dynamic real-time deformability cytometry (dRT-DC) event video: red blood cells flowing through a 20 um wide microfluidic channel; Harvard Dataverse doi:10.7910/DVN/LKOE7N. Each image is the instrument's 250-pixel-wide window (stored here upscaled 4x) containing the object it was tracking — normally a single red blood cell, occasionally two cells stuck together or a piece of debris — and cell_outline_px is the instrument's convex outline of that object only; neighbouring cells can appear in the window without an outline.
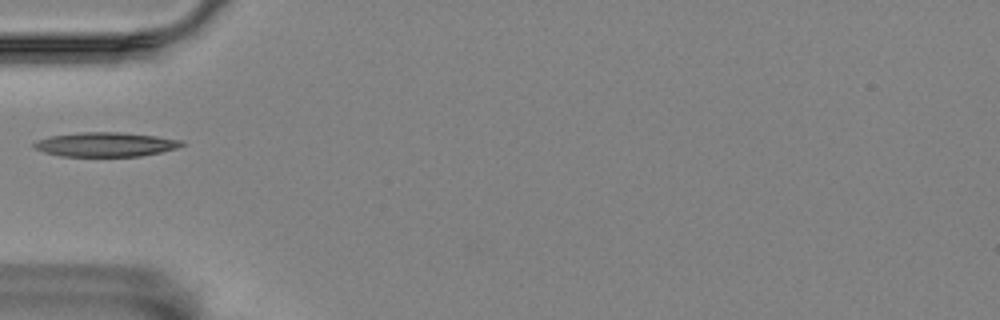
{"species": "Egyptian fruit bat (a non-hibernating species)", "species_latin": "Rousettus aegyptiacus", "temperature_condition": "room temperature", "stored_images_in_passage": 23, "camera_frame_rate_fps": 3000, "um_per_image_px": 0.085, "animal": {"sex": "female"}, "frame": {"image": 1, "passage_image": 1, "time_ms": 0.0, "image_size_px": [1000, 320], "cell_outline_px": [[184, 144], [176, 148], [160, 152], [140, 156], [60, 156], [44, 152], [36, 148], [32, 144], [36, 140], [48, 136], [80, 132], [120, 132], [156, 136], [184, 140]], "centroid_in_image_um": [8.96, 12.27], "position_along_channel_um": 76.0, "area_um2": 20.92}}
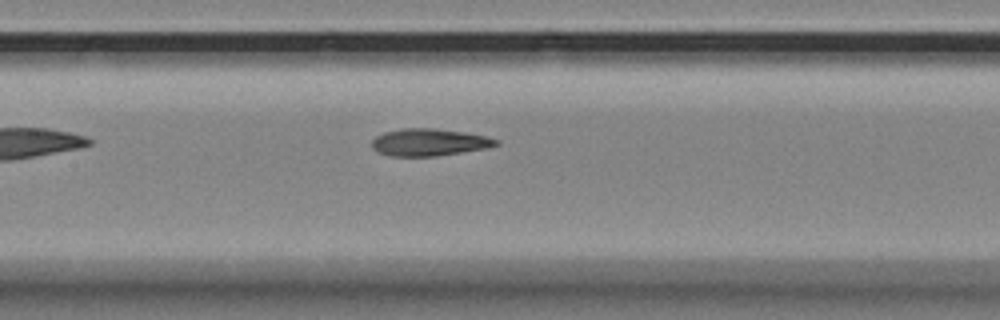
{"frame": {"image": 2, "passage_image": 9, "time_ms": 2.667, "image_size_px": [1000, 320], "cell_outline_px": [[500, 144], [488, 148], [436, 156], [392, 156], [380, 152], [372, 148], [372, 140], [376, 136], [384, 132], [404, 128], [432, 128], [464, 132], [488, 136], [500, 140]], "centroid_in_image_um": [36.53, 12.09], "position_along_channel_um": 170.9, "area_um2": 19.71}}
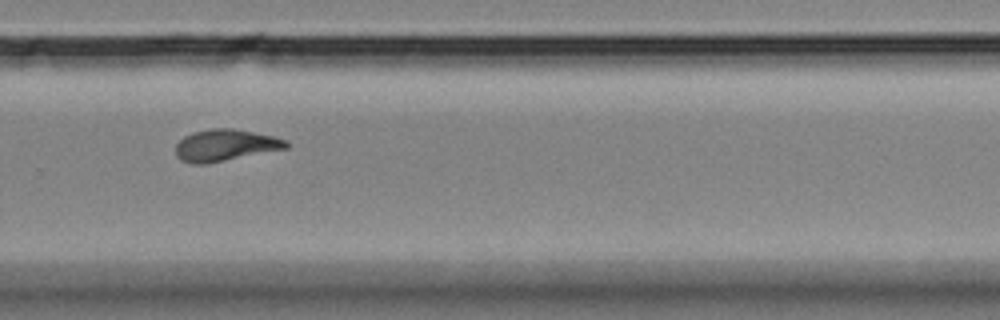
{"frame": {"image": 3, "passage_image": 21, "time_ms": 6.667, "image_size_px": [1000, 320], "cell_outline_px": [[288, 148], [204, 164], [192, 164], [180, 160], [176, 156], [176, 144], [184, 136], [192, 132], [212, 128], [232, 128], [276, 136], [288, 140]], "centroid_in_image_um": [19.15, 12.33], "position_along_channel_um": 310.7, "area_um2": 20.46}}